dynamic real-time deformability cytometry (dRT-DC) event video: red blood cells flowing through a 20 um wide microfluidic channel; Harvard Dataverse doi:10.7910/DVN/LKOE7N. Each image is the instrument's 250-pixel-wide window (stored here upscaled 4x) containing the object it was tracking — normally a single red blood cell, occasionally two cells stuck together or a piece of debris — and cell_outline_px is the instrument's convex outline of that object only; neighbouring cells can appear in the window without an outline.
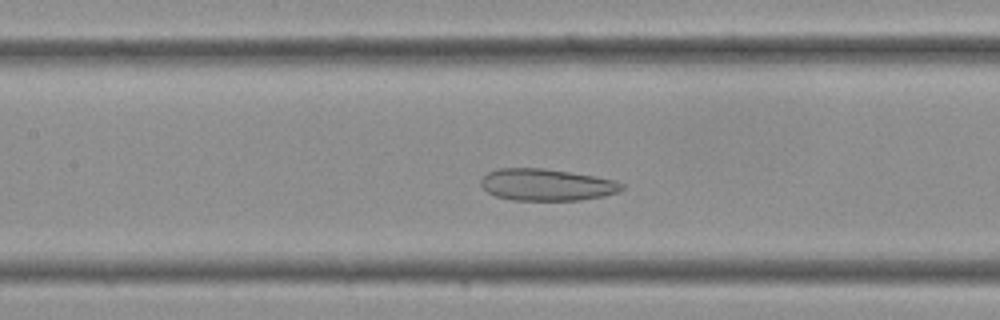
{"species": "Egyptian fruit bat (a non-hibernating species)", "species_latin": "Rousettus aegyptiacus", "temperature_condition": "cold", "stored_images_in_passage": 34, "camera_frame_rate_fps": 3000, "um_per_image_px": 0.085, "frame": {"image": 1, "passage_image": 14, "time_ms": 4.333, "image_size_px": [1000, 320], "cell_outline_px": [[624, 188], [620, 192], [604, 196], [580, 200], [512, 200], [496, 196], [488, 192], [480, 184], [480, 180], [488, 172], [500, 168], [544, 168], [596, 176], [616, 180], [624, 184]], "centroid_in_image_um": [46.5, 15.7], "position_along_channel_um": 160.9, "area_um2": 26.3}}
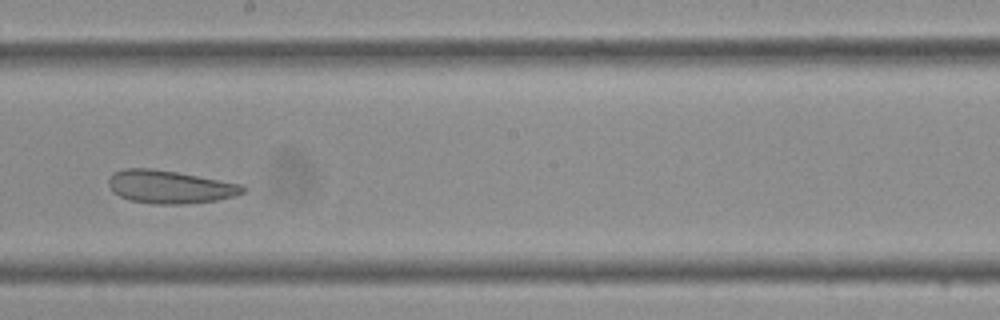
{"frame": {"image": 2, "passage_image": 18, "time_ms": 5.667, "image_size_px": [1000, 320], "cell_outline_px": [[248, 188], [244, 192], [236, 196], [216, 200], [184, 204], [152, 204], [132, 200], [120, 196], [112, 192], [108, 184], [108, 176], [112, 172], [124, 168], [152, 168], [176, 172], [240, 184]], "centroid_in_image_um": [14.4, 15.88], "position_along_channel_um": 233.8, "area_um2": 25.89}}
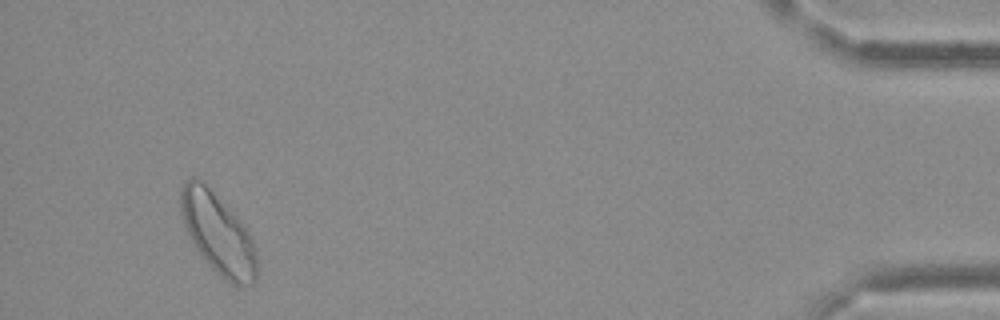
{"frame": {"image": 3, "passage_image": 32, "time_ms": 10.333, "image_size_px": [1000, 320], "cell_outline_px": [[256, 280], [252, 284], [244, 288], [232, 284], [224, 280], [212, 268], [192, 244], [180, 216], [180, 188], [192, 176], [196, 176], [240, 220], [248, 232], [252, 240], [256, 252]], "centroid_in_image_um": [18.51, 19.9], "position_along_channel_um": 416.7, "area_um2": 35.66}}